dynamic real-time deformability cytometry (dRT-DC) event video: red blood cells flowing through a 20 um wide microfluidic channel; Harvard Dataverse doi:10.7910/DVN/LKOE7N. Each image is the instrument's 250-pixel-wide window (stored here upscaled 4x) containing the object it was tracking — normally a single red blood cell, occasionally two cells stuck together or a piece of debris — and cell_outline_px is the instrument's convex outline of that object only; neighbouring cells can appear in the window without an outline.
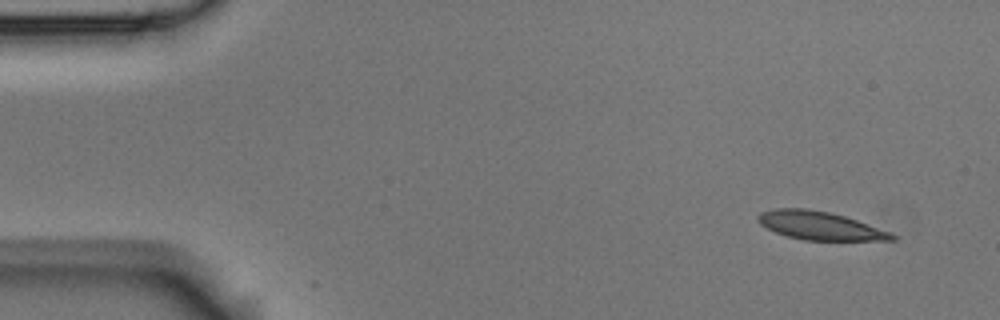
{"species": "Egyptian fruit bat (a non-hibernating species)", "species_latin": "Rousettus aegyptiacus", "temperature_condition": "room temperature", "stored_images_in_passage": 5, "camera_frame_rate_fps": 3000, "um_per_image_px": 0.085, "animal": {"sex": "male"}, "frame": {"image": 1, "passage_image": 1, "time_ms": 0.0, "image_size_px": [1000, 320], "cell_outline_px": [[896, 240], [804, 240], [788, 236], [776, 232], [760, 224], [756, 216], [760, 212], [776, 208], [808, 208], [828, 212], [844, 216], [868, 224], [888, 232], [896, 236]], "centroid_in_image_um": [69.64, 19.17], "position_along_channel_um": 15.4, "area_um2": 21.79}}
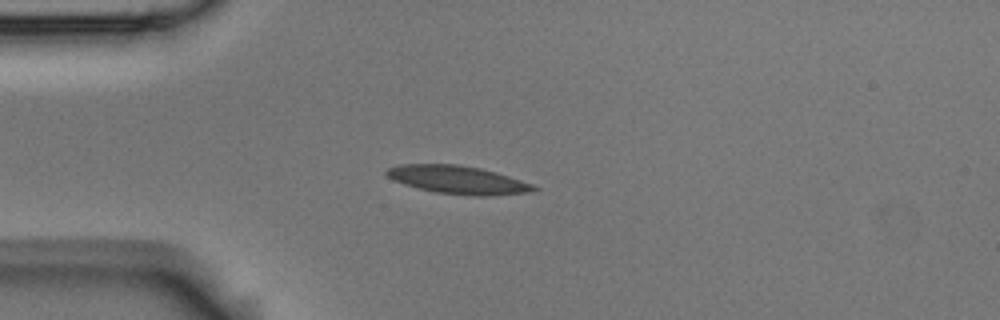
{"frame": {"image": 2, "passage_image": 4, "time_ms": 1.0, "image_size_px": [1000, 320], "cell_outline_px": [[540, 188], [532, 192], [488, 196], [476, 196], [436, 192], [404, 184], [392, 180], [384, 172], [388, 168], [400, 164], [456, 164], [480, 168], [496, 172], [532, 184]], "centroid_in_image_um": [38.93, 15.28], "position_along_channel_um": 46.1, "area_um2": 23.99}}
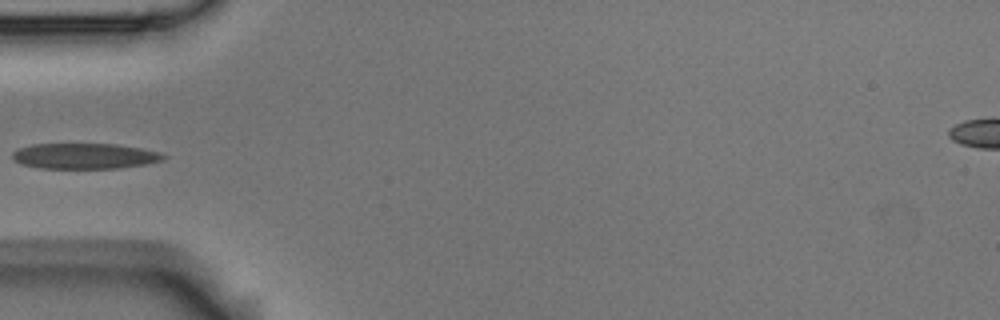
{"frame": {"image": 3, "passage_image": 5, "time_ms": 1.333, "image_size_px": [1000, 320], "cell_outline_px": [[168, 156], [164, 160], [144, 164], [120, 168], [40, 168], [20, 164], [12, 160], [12, 152], [16, 148], [32, 144], [116, 144], [140, 148], [160, 152]], "centroid_in_image_um": [7.16, 13.26], "position_along_channel_um": 77.8, "area_um2": 22.72}}